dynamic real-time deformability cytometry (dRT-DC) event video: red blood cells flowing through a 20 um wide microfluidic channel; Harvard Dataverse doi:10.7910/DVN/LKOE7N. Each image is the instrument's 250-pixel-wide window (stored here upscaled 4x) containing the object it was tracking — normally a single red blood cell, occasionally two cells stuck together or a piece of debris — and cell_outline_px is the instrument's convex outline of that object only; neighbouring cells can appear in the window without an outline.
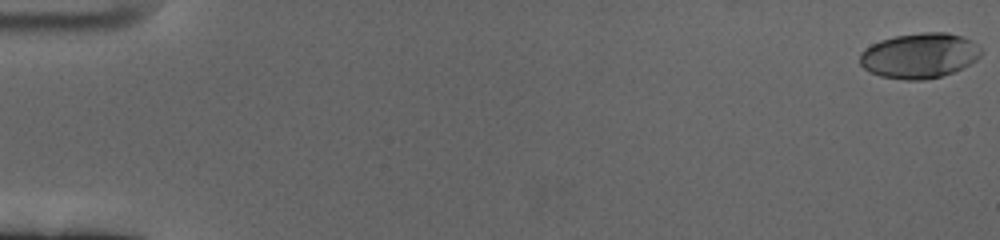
{"species": "human", "species_latin": "Homo sapiens", "temperature_condition": "cold", "stored_images_in_passage": 61, "camera_frame_rate_fps": 3000, "um_per_image_px": 0.085, "donor": {"sex": "female"}, "frame": {"image": 1, "passage_image": 1, "time_ms": 0.0, "image_size_px": [1000, 240], "cell_outline_px": [[980, 56], [976, 60], [952, 72], [940, 76], [924, 80], [904, 80], [880, 76], [868, 72], [860, 64], [860, 52], [864, 48], [880, 40], [896, 36], [920, 32], [948, 32], [964, 36], [972, 40], [980, 48]], "centroid_in_image_um": [78.12, 4.72], "position_along_channel_um": 6.9, "area_um2": 32.02}}
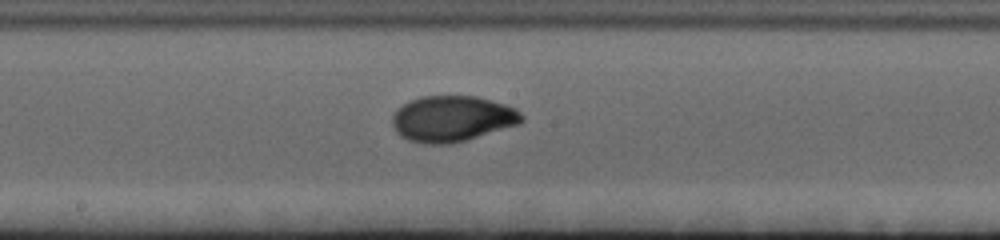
{"frame": {"image": 2, "passage_image": 34, "time_ms": 11.0, "image_size_px": [1000, 240], "cell_outline_px": [[524, 120], [520, 124], [452, 144], [424, 144], [408, 140], [400, 136], [396, 132], [392, 124], [392, 116], [396, 108], [408, 100], [420, 96], [476, 96], [504, 104], [516, 108], [524, 116]], "centroid_in_image_um": [38.41, 10.09], "position_along_channel_um": 209.8, "area_um2": 34.97}}
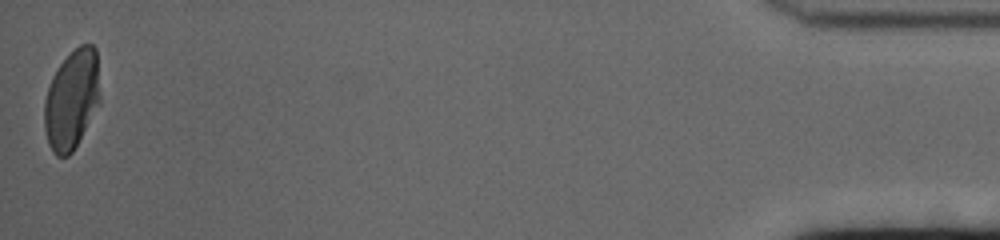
{"frame": {"image": 3, "passage_image": 61, "time_ms": 20.0, "image_size_px": [1000, 240], "cell_outline_px": [[100, 104], [72, 152], [68, 156], [56, 156], [52, 152], [48, 144], [44, 128], [44, 100], [52, 76], [60, 64], [80, 44], [92, 44], [96, 48], [100, 96]], "centroid_in_image_um": [6.1, 8.48], "position_along_channel_um": 429.1, "area_um2": 32.37}, "authors_computed_cell_mechanics": {"area_um2": 32.7726, "velocity_mm_per_s": 3.3911, "shape_relaxation_time_tau1_ms": 4.5964, "shape_relaxation_time_tau2_ms": null, "deformation_change_tau1": 0.192, "deformation_change_tau2": null}}